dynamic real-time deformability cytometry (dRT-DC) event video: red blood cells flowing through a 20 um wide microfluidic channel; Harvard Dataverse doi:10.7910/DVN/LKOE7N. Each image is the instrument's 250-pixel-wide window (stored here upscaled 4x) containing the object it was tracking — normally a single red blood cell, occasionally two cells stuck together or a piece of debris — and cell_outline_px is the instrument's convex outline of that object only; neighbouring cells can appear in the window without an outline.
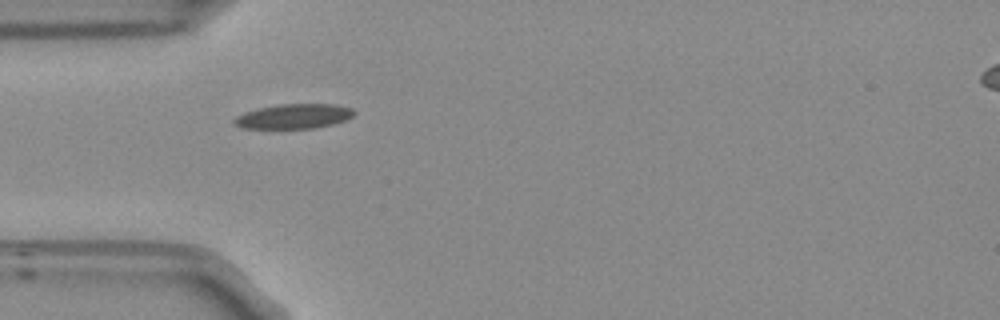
{"species": "Egyptian fruit bat (a non-hibernating species)", "species_latin": "Rousettus aegyptiacus", "temperature_condition": "room temperature", "stored_images_in_passage": 39, "camera_frame_rate_fps": 3000, "um_per_image_px": 0.085, "frame": {"image": 1, "passage_image": 1, "time_ms": 0.0, "image_size_px": [1000, 320], "cell_outline_px": [[356, 112], [352, 116], [344, 120], [332, 124], [316, 128], [240, 128], [232, 124], [232, 120], [236, 116], [244, 112], [260, 108], [280, 104], [336, 104], [352, 108]], "centroid_in_image_um": [24.95, 9.88], "position_along_channel_um": 60.1, "area_um2": 17.28}}
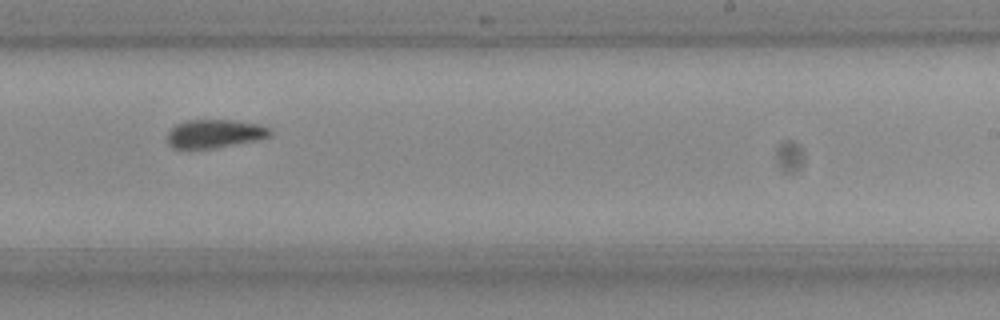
{"frame": {"image": 2, "passage_image": 18, "time_ms": 5.667, "image_size_px": [1000, 320], "cell_outline_px": [[272, 136], [256, 140], [212, 148], [172, 148], [168, 144], [168, 132], [176, 124], [188, 120], [232, 120], [260, 124], [272, 128]], "centroid_in_image_um": [18.29, 11.35], "position_along_channel_um": 270.7, "area_um2": 16.99}}
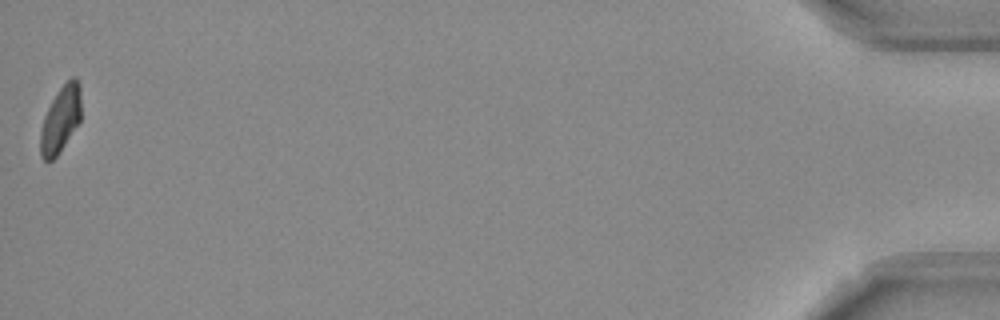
{"frame": {"image": 3, "passage_image": 39, "time_ms": 12.667, "image_size_px": [1000, 320], "cell_outline_px": [[80, 120], [60, 152], [52, 160], [44, 160], [40, 156], [40, 132], [44, 116], [52, 100], [60, 88], [72, 76], [76, 76], [80, 84]], "centroid_in_image_um": [5.14, 10.15], "position_along_channel_um": 430.1, "area_um2": 15.61}, "authors_computed_cell_mechanics": {"area_um2": 17.2244, "velocity_mm_per_s": 3.7432, "shape_relaxation_time_tau1_ms": null, "shape_relaxation_time_tau2_ms": 6.2699, "deformation_change_tau1": null, "deformation_change_tau2": 0.1278}}